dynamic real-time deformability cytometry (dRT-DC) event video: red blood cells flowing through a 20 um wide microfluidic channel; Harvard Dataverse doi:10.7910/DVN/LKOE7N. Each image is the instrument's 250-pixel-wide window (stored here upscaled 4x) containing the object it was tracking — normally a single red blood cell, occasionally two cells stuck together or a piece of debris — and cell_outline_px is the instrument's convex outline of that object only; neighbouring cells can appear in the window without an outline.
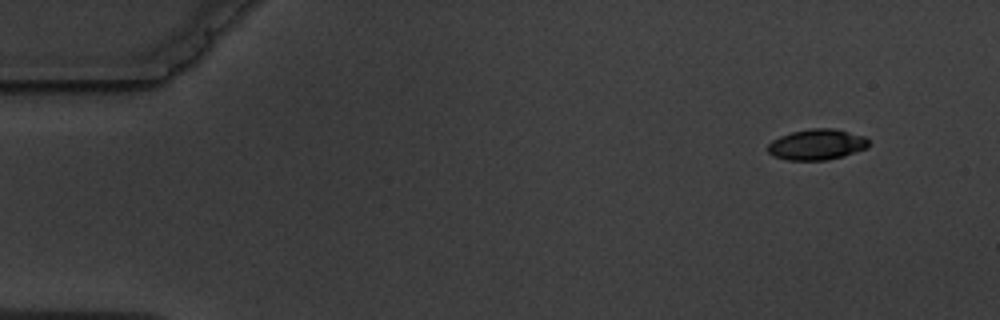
{"species": "common noctule bat (a hibernating species)", "species_latin": "Nyctalus noctula", "temperature_condition": "warm", "stored_images_in_passage": 10, "camera_frame_rate_fps": 3000, "um_per_image_px": 0.085, "animal": {"sex": "male", "body_mass_g": 19.5, "forearm_length_mm": 54.6}, "frame": {"image": 1, "passage_image": 1, "time_ms": 0.0, "image_size_px": [1000, 320], "cell_outline_px": [[868, 148], [844, 156], [828, 160], [788, 160], [772, 156], [764, 148], [772, 140], [780, 136], [792, 132], [812, 128], [836, 128], [864, 136], [868, 140]], "centroid_in_image_um": [69.41, 12.29], "position_along_channel_um": 15.6, "area_um2": 18.32}}
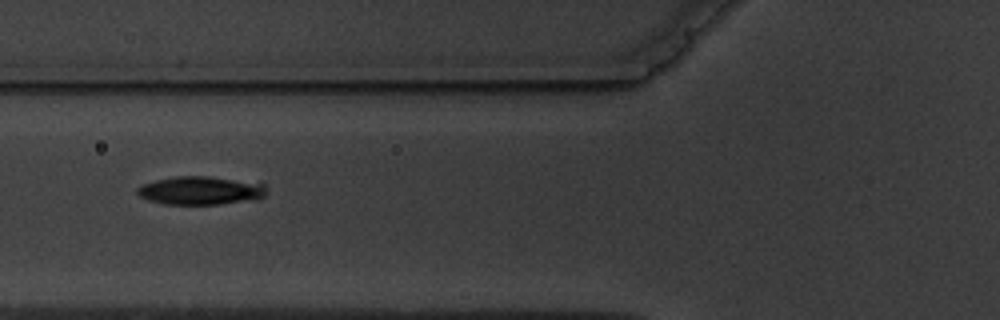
{"frame": {"image": 2, "passage_image": 6, "time_ms": 5.667, "image_size_px": [1000, 320], "cell_outline_px": [[268, 192], [260, 200], [216, 204], [164, 204], [148, 200], [140, 196], [136, 192], [136, 188], [140, 184], [156, 180], [176, 176], [208, 176], [264, 184], [268, 188]], "centroid_in_image_um": [17.06, 16.2], "position_along_channel_um": 108.7, "area_um2": 21.56}}
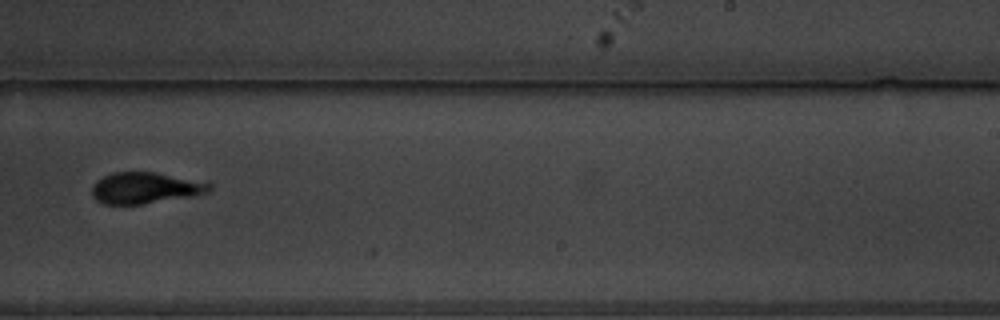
{"frame": {"image": 3, "passage_image": 10, "time_ms": 10.333, "image_size_px": [1000, 320], "cell_outline_px": [[212, 188], [208, 192], [192, 196], [140, 204], [104, 204], [96, 200], [92, 196], [92, 188], [96, 180], [112, 172], [156, 172], [208, 180], [212, 184]], "centroid_in_image_um": [12.42, 15.95], "position_along_channel_um": 276.6, "area_um2": 21.79}}